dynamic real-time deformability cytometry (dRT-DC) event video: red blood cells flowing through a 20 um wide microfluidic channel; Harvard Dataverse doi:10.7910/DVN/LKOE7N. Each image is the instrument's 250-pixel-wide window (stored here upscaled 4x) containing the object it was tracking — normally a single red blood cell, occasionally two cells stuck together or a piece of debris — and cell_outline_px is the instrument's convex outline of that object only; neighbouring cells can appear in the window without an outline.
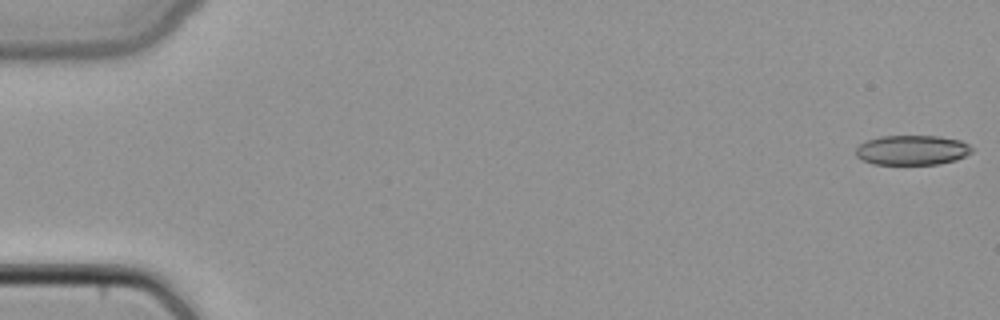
{"species": "common noctule bat (a hibernating species)", "species_latin": "Nyctalus noctula", "temperature_condition": "cold", "stored_images_in_passage": 49, "camera_frame_rate_fps": 3000, "um_per_image_px": 0.085, "animal": {"sex": "female", "body_mass_g": 22.7, "forearm_length_mm": 54.2}, "frame": {"image": 1, "passage_image": 1, "time_ms": 0.0, "image_size_px": [1000, 320], "cell_outline_px": [[972, 152], [956, 160], [940, 164], [872, 164], [856, 156], [856, 148], [860, 144], [868, 140], [880, 136], [940, 136], [960, 140], [968, 144], [972, 148]], "centroid_in_image_um": [77.54, 12.76], "position_along_channel_um": 7.5, "area_um2": 20.11}}
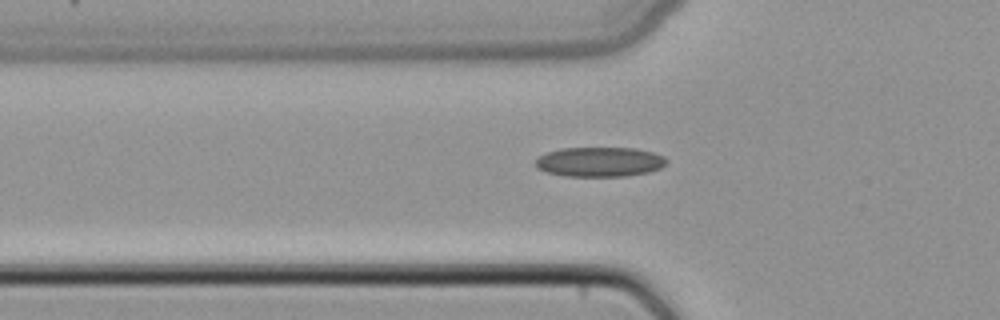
{"frame": {"image": 2, "passage_image": 17, "time_ms": 5.333, "image_size_px": [1000, 320], "cell_outline_px": [[668, 160], [660, 168], [648, 172], [624, 176], [564, 176], [548, 172], [536, 168], [536, 156], [544, 152], [560, 148], [636, 148], [652, 152], [664, 156]], "centroid_in_image_um": [50.93, 13.75], "position_along_channel_um": 74.9, "area_um2": 22.77}}
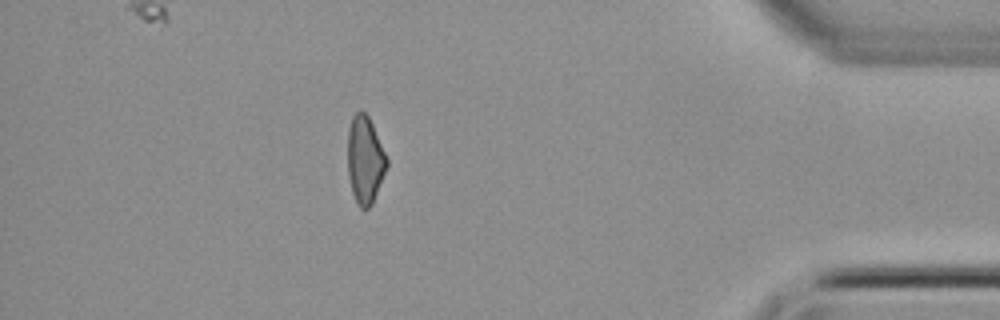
{"frame": {"image": 3, "passage_image": 43, "time_ms": 14.0, "image_size_px": [1000, 320], "cell_outline_px": [[388, 164], [372, 204], [368, 208], [360, 208], [356, 204], [352, 192], [348, 176], [348, 128], [352, 116], [360, 108], [368, 116], [372, 124], [388, 160]], "centroid_in_image_um": [31.0, 13.58], "position_along_channel_um": 404.2, "area_um2": 19.88}}